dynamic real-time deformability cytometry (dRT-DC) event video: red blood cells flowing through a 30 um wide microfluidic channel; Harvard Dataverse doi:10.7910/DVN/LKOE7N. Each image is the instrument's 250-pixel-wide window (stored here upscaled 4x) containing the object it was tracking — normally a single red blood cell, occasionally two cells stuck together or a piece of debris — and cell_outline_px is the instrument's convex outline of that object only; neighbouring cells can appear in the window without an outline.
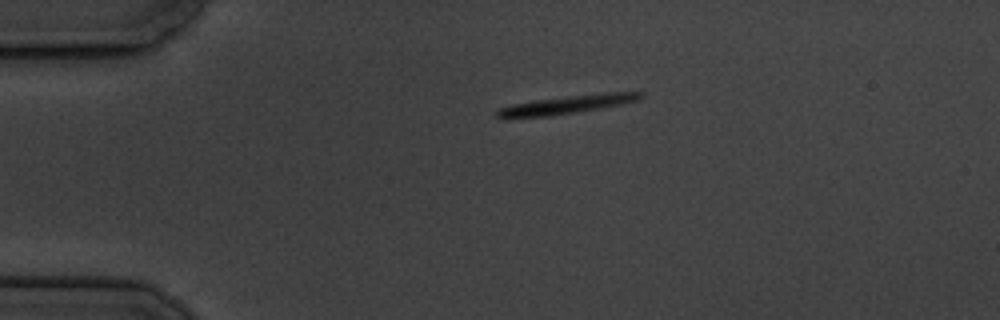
{"species": "common noctule bat (a hibernating species)", "species_latin": "Nyctalus noctula", "temperature_condition": "cold", "stored_images_in_passage": 3, "camera_frame_rate_fps": 3000, "um_per_image_px": 0.085, "animal": {"sex": "male", "body_mass_g": 19.5, "forearm_length_mm": 54.6}, "frame": {"image": 1, "passage_image": 1, "time_ms": 0.0, "image_size_px": [1000, 320], "cell_outline_px": [[644, 96], [636, 100], [620, 104], [576, 112], [548, 116], [496, 116], [496, 112], [500, 108], [512, 104], [536, 100], [604, 92], [644, 92]], "centroid_in_image_um": [48.29, 8.86], "position_along_channel_um": 36.7, "area_um2": 14.62}}
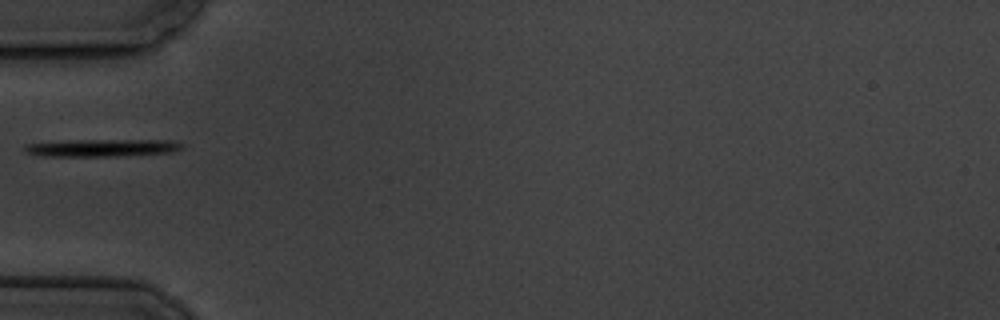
{"frame": {"image": 2, "passage_image": 3, "time_ms": 2.333, "image_size_px": [1000, 320], "cell_outline_px": [[184, 148], [172, 152], [124, 156], [40, 156], [24, 152], [24, 144], [64, 140], [176, 140], [184, 144]], "centroid_in_image_um": [8.69, 12.56], "position_along_channel_um": 76.3, "area_um2": 16.36}}